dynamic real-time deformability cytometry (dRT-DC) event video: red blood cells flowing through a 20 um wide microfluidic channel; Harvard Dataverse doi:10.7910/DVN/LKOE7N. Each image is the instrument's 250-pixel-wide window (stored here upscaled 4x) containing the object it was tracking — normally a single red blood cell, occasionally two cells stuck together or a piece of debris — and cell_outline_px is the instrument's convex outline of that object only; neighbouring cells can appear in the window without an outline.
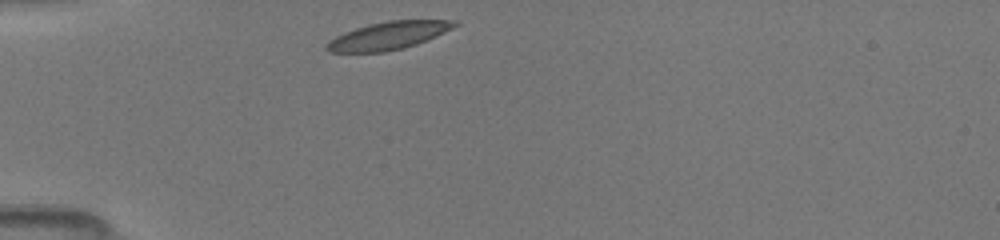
{"species": "common noctule bat (a hibernating species)", "species_latin": "Nyctalus noctula", "temperature_condition": "room temperature", "stored_images_in_passage": 34, "camera_frame_rate_fps": 3000, "um_per_image_px": 0.085, "animal": {"sex": "female", "body_mass_g": 19.5, "forearm_length_mm": 54.1}, "frame": {"image": 1, "passage_image": 1, "time_ms": 0.0, "image_size_px": [1000, 240], "cell_outline_px": [[460, 24], [436, 36], [416, 44], [384, 52], [328, 52], [324, 48], [324, 44], [328, 40], [344, 32], [368, 24], [388, 20], [460, 20]], "centroid_in_image_um": [32.98, 3.02], "position_along_channel_um": 52.0, "area_um2": 20.75}}
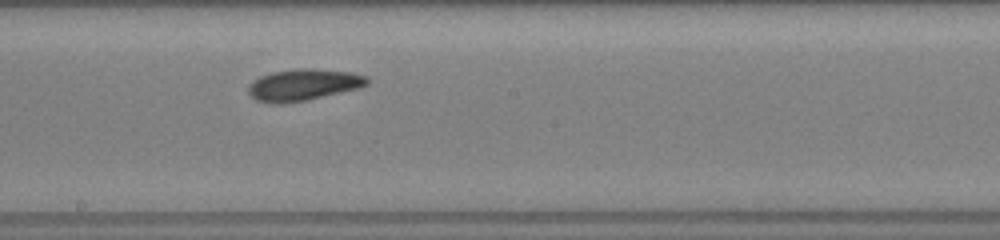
{"frame": {"image": 2, "passage_image": 14, "time_ms": 4.667, "image_size_px": [1000, 240], "cell_outline_px": [[372, 80], [368, 84], [360, 88], [308, 100], [280, 104], [268, 104], [256, 100], [248, 92], [248, 84], [252, 80], [260, 76], [272, 72], [300, 68], [312, 68], [352, 72], [368, 76]], "centroid_in_image_um": [25.81, 7.21], "position_along_channel_um": 222.4, "area_um2": 22.31}}
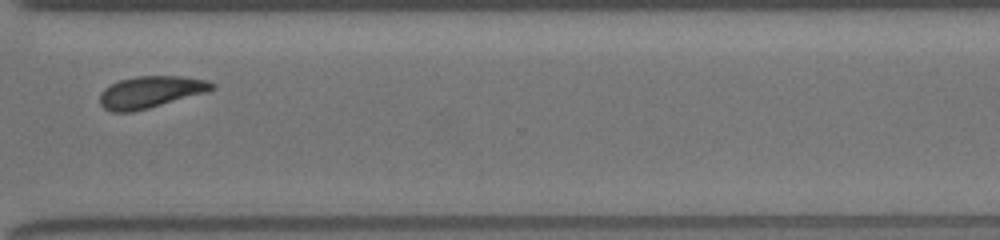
{"frame": {"image": 3, "passage_image": 33, "time_ms": 8.0, "image_size_px": [1000, 240], "cell_outline_px": [[216, 88], [208, 92], [148, 108], [132, 112], [112, 112], [104, 108], [100, 104], [100, 92], [104, 88], [120, 80], [136, 76], [180, 76], [208, 80], [216, 84]], "centroid_in_image_um": [12.82, 7.82], "position_along_channel_um": 357.8, "area_um2": 20.87}}